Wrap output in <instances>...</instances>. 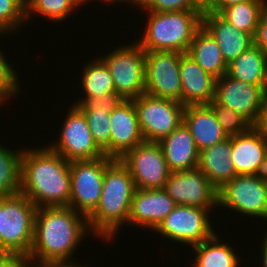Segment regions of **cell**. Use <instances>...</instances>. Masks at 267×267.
I'll return each instance as SVG.
<instances>
[{
  "label": "cell",
  "instance_id": "obj_41",
  "mask_svg": "<svg viewBox=\"0 0 267 267\" xmlns=\"http://www.w3.org/2000/svg\"><path fill=\"white\" fill-rule=\"evenodd\" d=\"M43 267H85L82 266L80 263H74V264H50V265H44Z\"/></svg>",
  "mask_w": 267,
  "mask_h": 267
},
{
  "label": "cell",
  "instance_id": "obj_35",
  "mask_svg": "<svg viewBox=\"0 0 267 267\" xmlns=\"http://www.w3.org/2000/svg\"><path fill=\"white\" fill-rule=\"evenodd\" d=\"M2 36L6 35L0 34V37ZM17 75L18 73L6 60L4 52L2 53L0 49V106H3L6 100L14 98L20 92L21 86L19 85V76Z\"/></svg>",
  "mask_w": 267,
  "mask_h": 267
},
{
  "label": "cell",
  "instance_id": "obj_20",
  "mask_svg": "<svg viewBox=\"0 0 267 267\" xmlns=\"http://www.w3.org/2000/svg\"><path fill=\"white\" fill-rule=\"evenodd\" d=\"M182 105H209L215 98L216 78L204 71L187 53L180 56Z\"/></svg>",
  "mask_w": 267,
  "mask_h": 267
},
{
  "label": "cell",
  "instance_id": "obj_28",
  "mask_svg": "<svg viewBox=\"0 0 267 267\" xmlns=\"http://www.w3.org/2000/svg\"><path fill=\"white\" fill-rule=\"evenodd\" d=\"M80 77L84 98L101 97L116 93L110 71L104 61L99 57L87 62Z\"/></svg>",
  "mask_w": 267,
  "mask_h": 267
},
{
  "label": "cell",
  "instance_id": "obj_30",
  "mask_svg": "<svg viewBox=\"0 0 267 267\" xmlns=\"http://www.w3.org/2000/svg\"><path fill=\"white\" fill-rule=\"evenodd\" d=\"M266 0H249L224 8L219 15L240 31L255 36Z\"/></svg>",
  "mask_w": 267,
  "mask_h": 267
},
{
  "label": "cell",
  "instance_id": "obj_32",
  "mask_svg": "<svg viewBox=\"0 0 267 267\" xmlns=\"http://www.w3.org/2000/svg\"><path fill=\"white\" fill-rule=\"evenodd\" d=\"M25 21L26 6L20 0H0V34L16 33Z\"/></svg>",
  "mask_w": 267,
  "mask_h": 267
},
{
  "label": "cell",
  "instance_id": "obj_22",
  "mask_svg": "<svg viewBox=\"0 0 267 267\" xmlns=\"http://www.w3.org/2000/svg\"><path fill=\"white\" fill-rule=\"evenodd\" d=\"M183 123L200 151L228 138L210 105L185 106Z\"/></svg>",
  "mask_w": 267,
  "mask_h": 267
},
{
  "label": "cell",
  "instance_id": "obj_34",
  "mask_svg": "<svg viewBox=\"0 0 267 267\" xmlns=\"http://www.w3.org/2000/svg\"><path fill=\"white\" fill-rule=\"evenodd\" d=\"M207 0H136L133 4L144 11L170 12V11H202L205 12Z\"/></svg>",
  "mask_w": 267,
  "mask_h": 267
},
{
  "label": "cell",
  "instance_id": "obj_15",
  "mask_svg": "<svg viewBox=\"0 0 267 267\" xmlns=\"http://www.w3.org/2000/svg\"><path fill=\"white\" fill-rule=\"evenodd\" d=\"M164 189L177 205L218 207V189L198 167L171 172Z\"/></svg>",
  "mask_w": 267,
  "mask_h": 267
},
{
  "label": "cell",
  "instance_id": "obj_8",
  "mask_svg": "<svg viewBox=\"0 0 267 267\" xmlns=\"http://www.w3.org/2000/svg\"><path fill=\"white\" fill-rule=\"evenodd\" d=\"M144 142L158 143L183 123L185 106L143 93L133 99Z\"/></svg>",
  "mask_w": 267,
  "mask_h": 267
},
{
  "label": "cell",
  "instance_id": "obj_45",
  "mask_svg": "<svg viewBox=\"0 0 267 267\" xmlns=\"http://www.w3.org/2000/svg\"><path fill=\"white\" fill-rule=\"evenodd\" d=\"M25 6L31 1V0H20Z\"/></svg>",
  "mask_w": 267,
  "mask_h": 267
},
{
  "label": "cell",
  "instance_id": "obj_21",
  "mask_svg": "<svg viewBox=\"0 0 267 267\" xmlns=\"http://www.w3.org/2000/svg\"><path fill=\"white\" fill-rule=\"evenodd\" d=\"M202 26L215 39L227 65L254 44L251 34L238 30L217 13L204 12Z\"/></svg>",
  "mask_w": 267,
  "mask_h": 267
},
{
  "label": "cell",
  "instance_id": "obj_31",
  "mask_svg": "<svg viewBox=\"0 0 267 267\" xmlns=\"http://www.w3.org/2000/svg\"><path fill=\"white\" fill-rule=\"evenodd\" d=\"M86 2V0H31L26 6V20H29L32 14L33 16L38 14L47 17L46 21L61 23Z\"/></svg>",
  "mask_w": 267,
  "mask_h": 267
},
{
  "label": "cell",
  "instance_id": "obj_27",
  "mask_svg": "<svg viewBox=\"0 0 267 267\" xmlns=\"http://www.w3.org/2000/svg\"><path fill=\"white\" fill-rule=\"evenodd\" d=\"M218 236L215 233L210 239L191 247L195 251L192 267H240L242 258L237 256L235 248L224 244Z\"/></svg>",
  "mask_w": 267,
  "mask_h": 267
},
{
  "label": "cell",
  "instance_id": "obj_4",
  "mask_svg": "<svg viewBox=\"0 0 267 267\" xmlns=\"http://www.w3.org/2000/svg\"><path fill=\"white\" fill-rule=\"evenodd\" d=\"M147 25L137 42L145 51L187 53L194 34L202 26V11L147 13Z\"/></svg>",
  "mask_w": 267,
  "mask_h": 267
},
{
  "label": "cell",
  "instance_id": "obj_25",
  "mask_svg": "<svg viewBox=\"0 0 267 267\" xmlns=\"http://www.w3.org/2000/svg\"><path fill=\"white\" fill-rule=\"evenodd\" d=\"M227 74L240 81L267 89V55L255 44L228 64Z\"/></svg>",
  "mask_w": 267,
  "mask_h": 267
},
{
  "label": "cell",
  "instance_id": "obj_7",
  "mask_svg": "<svg viewBox=\"0 0 267 267\" xmlns=\"http://www.w3.org/2000/svg\"><path fill=\"white\" fill-rule=\"evenodd\" d=\"M114 160L102 156L91 160L70 162L71 197L69 207L88 218L101 198L106 167Z\"/></svg>",
  "mask_w": 267,
  "mask_h": 267
},
{
  "label": "cell",
  "instance_id": "obj_13",
  "mask_svg": "<svg viewBox=\"0 0 267 267\" xmlns=\"http://www.w3.org/2000/svg\"><path fill=\"white\" fill-rule=\"evenodd\" d=\"M120 160L138 189L164 188L171 173L162 148L156 142H143L127 151Z\"/></svg>",
  "mask_w": 267,
  "mask_h": 267
},
{
  "label": "cell",
  "instance_id": "obj_42",
  "mask_svg": "<svg viewBox=\"0 0 267 267\" xmlns=\"http://www.w3.org/2000/svg\"><path fill=\"white\" fill-rule=\"evenodd\" d=\"M87 2L88 1H90V0H86ZM94 1V0H93ZM104 2L105 3H108V2H110L111 4L114 2V3H121L122 4V2L123 3H126V2H128V3H130V4H134L135 2H136V0H104Z\"/></svg>",
  "mask_w": 267,
  "mask_h": 267
},
{
  "label": "cell",
  "instance_id": "obj_38",
  "mask_svg": "<svg viewBox=\"0 0 267 267\" xmlns=\"http://www.w3.org/2000/svg\"><path fill=\"white\" fill-rule=\"evenodd\" d=\"M249 0H207L205 12L219 14L224 8Z\"/></svg>",
  "mask_w": 267,
  "mask_h": 267
},
{
  "label": "cell",
  "instance_id": "obj_18",
  "mask_svg": "<svg viewBox=\"0 0 267 267\" xmlns=\"http://www.w3.org/2000/svg\"><path fill=\"white\" fill-rule=\"evenodd\" d=\"M110 118V157L120 159L144 142L133 100H123Z\"/></svg>",
  "mask_w": 267,
  "mask_h": 267
},
{
  "label": "cell",
  "instance_id": "obj_40",
  "mask_svg": "<svg viewBox=\"0 0 267 267\" xmlns=\"http://www.w3.org/2000/svg\"><path fill=\"white\" fill-rule=\"evenodd\" d=\"M264 239V240H263ZM262 239V241L263 242H261V244H262V253H261V258L262 259H260V260H262L261 262H262V267H267V230H266V233H265V235H264V238Z\"/></svg>",
  "mask_w": 267,
  "mask_h": 267
},
{
  "label": "cell",
  "instance_id": "obj_29",
  "mask_svg": "<svg viewBox=\"0 0 267 267\" xmlns=\"http://www.w3.org/2000/svg\"><path fill=\"white\" fill-rule=\"evenodd\" d=\"M23 149H9L0 144V197L14 196L21 191Z\"/></svg>",
  "mask_w": 267,
  "mask_h": 267
},
{
  "label": "cell",
  "instance_id": "obj_9",
  "mask_svg": "<svg viewBox=\"0 0 267 267\" xmlns=\"http://www.w3.org/2000/svg\"><path fill=\"white\" fill-rule=\"evenodd\" d=\"M248 217L267 219V178L237 175L218 190V207ZM260 217V218H259Z\"/></svg>",
  "mask_w": 267,
  "mask_h": 267
},
{
  "label": "cell",
  "instance_id": "obj_19",
  "mask_svg": "<svg viewBox=\"0 0 267 267\" xmlns=\"http://www.w3.org/2000/svg\"><path fill=\"white\" fill-rule=\"evenodd\" d=\"M123 101L117 93L95 98H79L76 105L86 117L92 138L97 146L110 157L111 112Z\"/></svg>",
  "mask_w": 267,
  "mask_h": 267
},
{
  "label": "cell",
  "instance_id": "obj_37",
  "mask_svg": "<svg viewBox=\"0 0 267 267\" xmlns=\"http://www.w3.org/2000/svg\"><path fill=\"white\" fill-rule=\"evenodd\" d=\"M30 259L17 254H0V267H26Z\"/></svg>",
  "mask_w": 267,
  "mask_h": 267
},
{
  "label": "cell",
  "instance_id": "obj_5",
  "mask_svg": "<svg viewBox=\"0 0 267 267\" xmlns=\"http://www.w3.org/2000/svg\"><path fill=\"white\" fill-rule=\"evenodd\" d=\"M37 207L23 194L0 197V254L28 257Z\"/></svg>",
  "mask_w": 267,
  "mask_h": 267
},
{
  "label": "cell",
  "instance_id": "obj_10",
  "mask_svg": "<svg viewBox=\"0 0 267 267\" xmlns=\"http://www.w3.org/2000/svg\"><path fill=\"white\" fill-rule=\"evenodd\" d=\"M210 211L196 206L176 205L153 232L172 240V243L192 247L210 239L217 232L212 228Z\"/></svg>",
  "mask_w": 267,
  "mask_h": 267
},
{
  "label": "cell",
  "instance_id": "obj_2",
  "mask_svg": "<svg viewBox=\"0 0 267 267\" xmlns=\"http://www.w3.org/2000/svg\"><path fill=\"white\" fill-rule=\"evenodd\" d=\"M20 193L37 208L69 206L70 162L47 145L23 149Z\"/></svg>",
  "mask_w": 267,
  "mask_h": 267
},
{
  "label": "cell",
  "instance_id": "obj_14",
  "mask_svg": "<svg viewBox=\"0 0 267 267\" xmlns=\"http://www.w3.org/2000/svg\"><path fill=\"white\" fill-rule=\"evenodd\" d=\"M265 90L230 77L227 73L216 79L214 100L240 114L252 126H259Z\"/></svg>",
  "mask_w": 267,
  "mask_h": 267
},
{
  "label": "cell",
  "instance_id": "obj_24",
  "mask_svg": "<svg viewBox=\"0 0 267 267\" xmlns=\"http://www.w3.org/2000/svg\"><path fill=\"white\" fill-rule=\"evenodd\" d=\"M231 154V137L199 153L198 168L218 190L237 176Z\"/></svg>",
  "mask_w": 267,
  "mask_h": 267
},
{
  "label": "cell",
  "instance_id": "obj_11",
  "mask_svg": "<svg viewBox=\"0 0 267 267\" xmlns=\"http://www.w3.org/2000/svg\"><path fill=\"white\" fill-rule=\"evenodd\" d=\"M71 105L60 128L59 138L48 146L69 162L105 156L94 142L83 112L74 103Z\"/></svg>",
  "mask_w": 267,
  "mask_h": 267
},
{
  "label": "cell",
  "instance_id": "obj_1",
  "mask_svg": "<svg viewBox=\"0 0 267 267\" xmlns=\"http://www.w3.org/2000/svg\"><path fill=\"white\" fill-rule=\"evenodd\" d=\"M89 233L87 218L69 206L37 208L28 258L41 266L74 264L71 257Z\"/></svg>",
  "mask_w": 267,
  "mask_h": 267
},
{
  "label": "cell",
  "instance_id": "obj_16",
  "mask_svg": "<svg viewBox=\"0 0 267 267\" xmlns=\"http://www.w3.org/2000/svg\"><path fill=\"white\" fill-rule=\"evenodd\" d=\"M177 204L164 188H136L130 206L128 226H139L154 231Z\"/></svg>",
  "mask_w": 267,
  "mask_h": 267
},
{
  "label": "cell",
  "instance_id": "obj_3",
  "mask_svg": "<svg viewBox=\"0 0 267 267\" xmlns=\"http://www.w3.org/2000/svg\"><path fill=\"white\" fill-rule=\"evenodd\" d=\"M136 186L128 168L114 159L105 170L99 205L87 218L93 235L113 240L119 228L128 225L130 206ZM101 236V237H100ZM114 237V238H113Z\"/></svg>",
  "mask_w": 267,
  "mask_h": 267
},
{
  "label": "cell",
  "instance_id": "obj_33",
  "mask_svg": "<svg viewBox=\"0 0 267 267\" xmlns=\"http://www.w3.org/2000/svg\"><path fill=\"white\" fill-rule=\"evenodd\" d=\"M228 137L246 133L252 125L236 111L225 107L215 100L209 104Z\"/></svg>",
  "mask_w": 267,
  "mask_h": 267
},
{
  "label": "cell",
  "instance_id": "obj_23",
  "mask_svg": "<svg viewBox=\"0 0 267 267\" xmlns=\"http://www.w3.org/2000/svg\"><path fill=\"white\" fill-rule=\"evenodd\" d=\"M171 172L198 167L199 150L189 129L182 123L167 137L158 142Z\"/></svg>",
  "mask_w": 267,
  "mask_h": 267
},
{
  "label": "cell",
  "instance_id": "obj_26",
  "mask_svg": "<svg viewBox=\"0 0 267 267\" xmlns=\"http://www.w3.org/2000/svg\"><path fill=\"white\" fill-rule=\"evenodd\" d=\"M187 54L216 79L227 73L228 65L218 44L203 26L194 34Z\"/></svg>",
  "mask_w": 267,
  "mask_h": 267
},
{
  "label": "cell",
  "instance_id": "obj_39",
  "mask_svg": "<svg viewBox=\"0 0 267 267\" xmlns=\"http://www.w3.org/2000/svg\"><path fill=\"white\" fill-rule=\"evenodd\" d=\"M258 127L263 131L265 137L267 138V89L264 93L263 112Z\"/></svg>",
  "mask_w": 267,
  "mask_h": 267
},
{
  "label": "cell",
  "instance_id": "obj_17",
  "mask_svg": "<svg viewBox=\"0 0 267 267\" xmlns=\"http://www.w3.org/2000/svg\"><path fill=\"white\" fill-rule=\"evenodd\" d=\"M267 138L258 126L231 136V158L237 175H263Z\"/></svg>",
  "mask_w": 267,
  "mask_h": 267
},
{
  "label": "cell",
  "instance_id": "obj_12",
  "mask_svg": "<svg viewBox=\"0 0 267 267\" xmlns=\"http://www.w3.org/2000/svg\"><path fill=\"white\" fill-rule=\"evenodd\" d=\"M180 52L146 51L145 93L182 104Z\"/></svg>",
  "mask_w": 267,
  "mask_h": 267
},
{
  "label": "cell",
  "instance_id": "obj_36",
  "mask_svg": "<svg viewBox=\"0 0 267 267\" xmlns=\"http://www.w3.org/2000/svg\"><path fill=\"white\" fill-rule=\"evenodd\" d=\"M254 44L267 55V3L265 4L254 36Z\"/></svg>",
  "mask_w": 267,
  "mask_h": 267
},
{
  "label": "cell",
  "instance_id": "obj_6",
  "mask_svg": "<svg viewBox=\"0 0 267 267\" xmlns=\"http://www.w3.org/2000/svg\"><path fill=\"white\" fill-rule=\"evenodd\" d=\"M146 51L136 42L115 47L100 56L108 67L116 93L123 100H133L145 93Z\"/></svg>",
  "mask_w": 267,
  "mask_h": 267
},
{
  "label": "cell",
  "instance_id": "obj_44",
  "mask_svg": "<svg viewBox=\"0 0 267 267\" xmlns=\"http://www.w3.org/2000/svg\"><path fill=\"white\" fill-rule=\"evenodd\" d=\"M26 267H43V266L38 265V264H36V263H32V262H30Z\"/></svg>",
  "mask_w": 267,
  "mask_h": 267
},
{
  "label": "cell",
  "instance_id": "obj_43",
  "mask_svg": "<svg viewBox=\"0 0 267 267\" xmlns=\"http://www.w3.org/2000/svg\"><path fill=\"white\" fill-rule=\"evenodd\" d=\"M263 175L267 178V148H266V156H265V169Z\"/></svg>",
  "mask_w": 267,
  "mask_h": 267
}]
</instances>
